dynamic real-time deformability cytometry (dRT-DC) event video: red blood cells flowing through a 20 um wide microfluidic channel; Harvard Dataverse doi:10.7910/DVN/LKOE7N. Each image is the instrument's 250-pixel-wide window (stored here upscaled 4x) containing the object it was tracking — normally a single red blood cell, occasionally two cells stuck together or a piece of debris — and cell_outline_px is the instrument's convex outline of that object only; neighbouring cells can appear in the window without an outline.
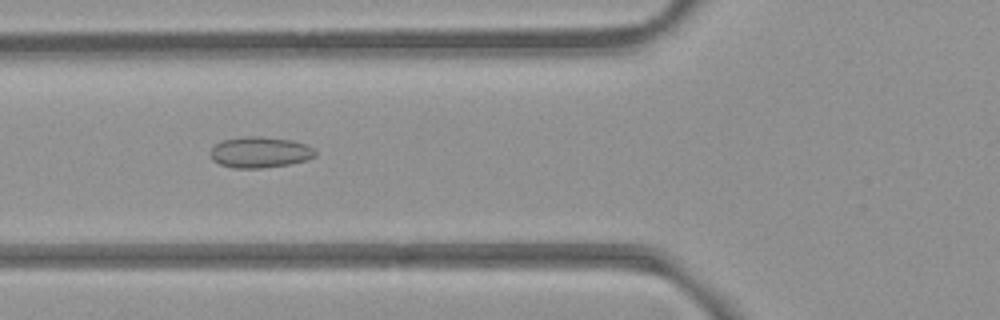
{"species": "common noctule bat (a hibernating species)", "species_latin": "Nyctalus noctula", "temperature_condition": "room temperature", "stored_images_in_passage": 50, "camera_frame_rate_fps": 3000, "um_per_image_px": 0.085, "animal": {"sex": "female", "body_mass_g": 21.9}, "frame": {"image": 1, "passage_image": 17, "time_ms": 5.333, "image_size_px": [1000, 320], "cell_outline_px": [[316, 156], [308, 160], [288, 164], [264, 168], [232, 168], [220, 164], [212, 160], [212, 148], [216, 144], [224, 140], [244, 136], [260, 136], [292, 140], [304, 144], [312, 148], [316, 152]], "centroid_in_image_um": [22.11, 12.95], "position_along_channel_um": 103.7, "area_um2": 18.84}}
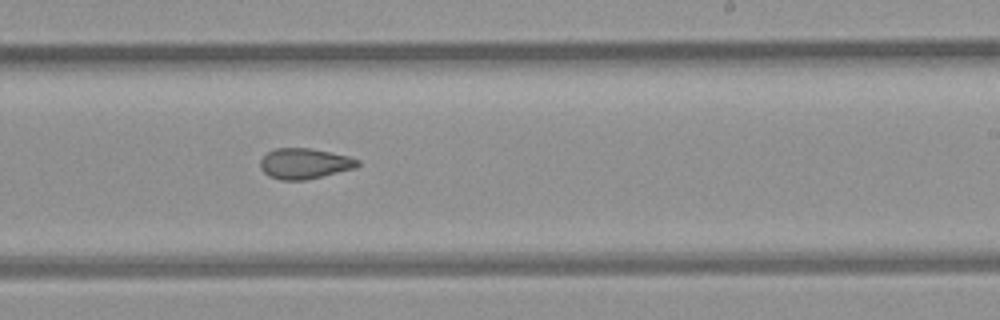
{"frame": {"image": 2, "passage_image": 29, "time_ms": 9.333, "image_size_px": [1000, 320], "cell_outline_px": [[360, 164], [356, 168], [304, 180], [280, 180], [268, 176], [260, 168], [260, 160], [268, 152], [276, 148], [312, 148], [348, 156], [360, 160]], "centroid_in_image_um": [25.88, 13.9], "position_along_channel_um": 263.1, "area_um2": 17.34}}
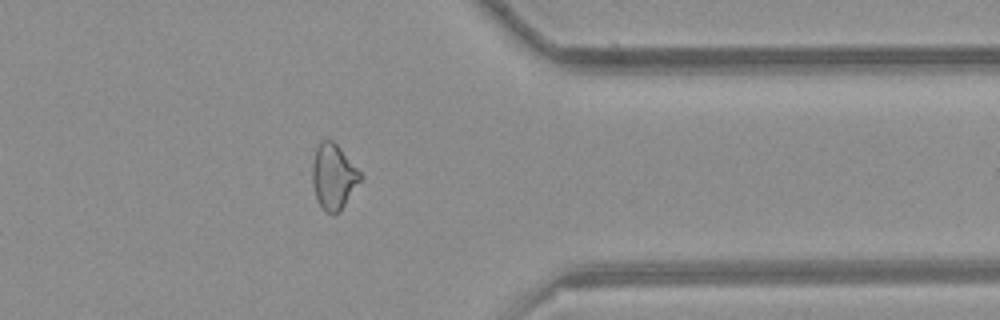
{"frame": {"image": 3, "passage_image": 39, "time_ms": 12.667, "image_size_px": [1000, 320], "cell_outline_px": [[364, 176], [340, 212], [332, 216], [320, 204], [316, 196], [312, 184], [312, 160], [316, 148], [320, 140], [332, 140], [340, 148]], "centroid_in_image_um": [28.35, 15.01], "position_along_channel_um": 383.0, "area_um2": 18.32}, "authors_computed_cell_mechanics": {"area_um2": 18.5827, "velocity_mm_per_s": 3.9719, "shape_relaxation_time_tau1_ms": null, "shape_relaxation_time_tau2_ms": 2.5009, "deformation_change_tau1": null, "deformation_change_tau2": 0.0881}}